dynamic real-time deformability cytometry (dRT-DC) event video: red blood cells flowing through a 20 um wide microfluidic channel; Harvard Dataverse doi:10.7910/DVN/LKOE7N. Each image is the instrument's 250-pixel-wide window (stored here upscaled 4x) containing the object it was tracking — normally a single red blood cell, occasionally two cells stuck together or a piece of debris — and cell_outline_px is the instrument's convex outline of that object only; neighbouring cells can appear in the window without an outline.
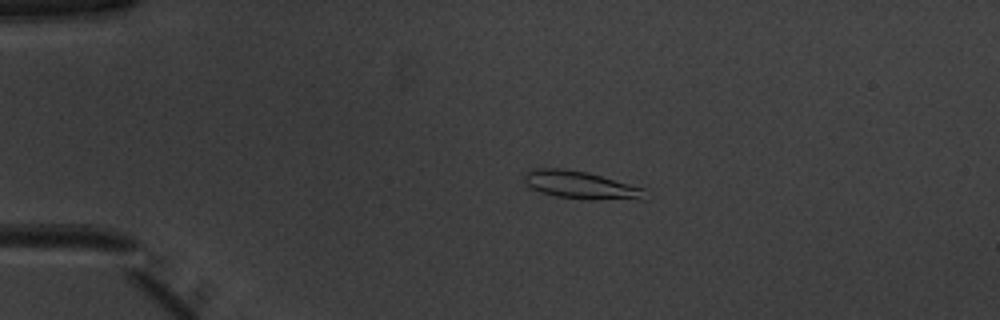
{"species": "common noctule bat (a hibernating species)", "species_latin": "Nyctalus noctula", "temperature_condition": "warm", "stored_images_in_passage": 44, "camera_frame_rate_fps": 3000, "um_per_image_px": 0.085, "animal": {"sex": "male", "body_mass_g": 20.1, "forearm_length_mm": 53.5}, "frame": {"image": 1, "passage_image": 4, "time_ms": 1.0, "image_size_px": [1000, 320], "cell_outline_px": [[644, 200], [588, 200], [556, 196], [540, 192], [528, 188], [524, 184], [524, 172], [536, 168], [564, 168], [588, 172], [644, 188]], "centroid_in_image_um": [49.33, 15.74], "position_along_channel_um": 35.7, "area_um2": 19.94}}
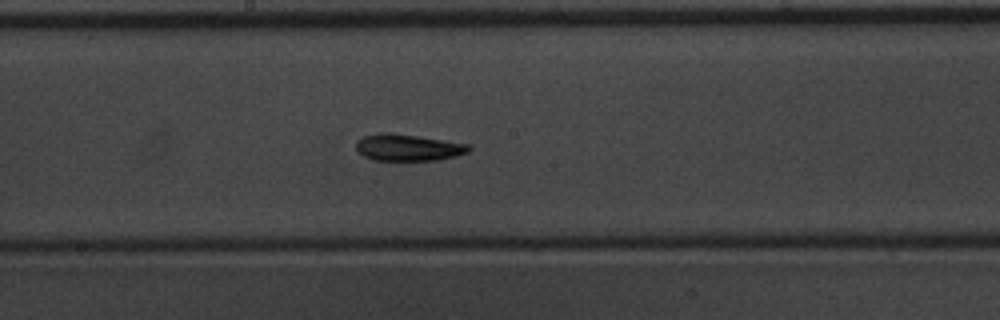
{"frame": {"image": 2, "passage_image": 21, "time_ms": 6.667, "image_size_px": [1000, 320], "cell_outline_px": [[472, 148], [468, 152], [456, 156], [436, 160], [372, 160], [356, 152], [356, 140], [364, 136], [380, 132], [388, 132], [416, 136], [468, 144]], "centroid_in_image_um": [34.63, 12.54], "position_along_channel_um": 213.6, "area_um2": 17.51}}
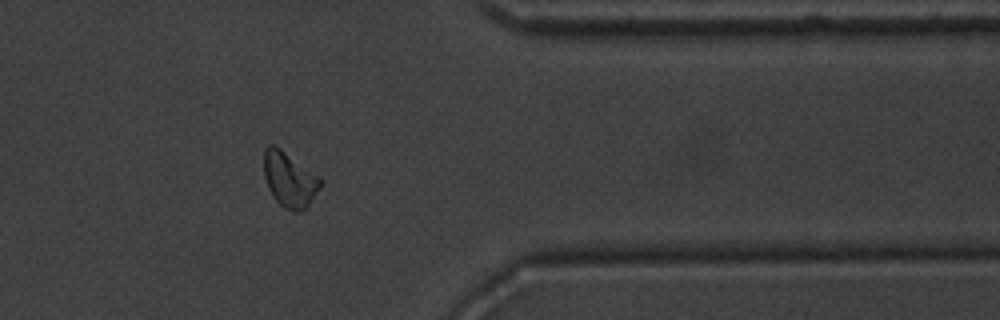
{"frame": {"image": 3, "passage_image": 35, "time_ms": 11.333, "image_size_px": [1000, 320], "cell_outline_px": [[320, 188], [308, 208], [300, 212], [292, 212], [284, 208], [272, 196], [268, 188], [264, 176], [264, 148], [268, 144], [276, 144], [320, 176]], "centroid_in_image_um": [24.61, 15.25], "position_along_channel_um": 386.8, "area_um2": 18.61}, "authors_computed_cell_mechanics": {"area_um2": 17.8602, "velocity_mm_per_s": 3.9804, "shape_relaxation_time_tau1_ms": 4.3247, "shape_relaxation_time_tau2_ms": 5.7186, "deformation_change_tau1": 0.129, "deformation_change_tau2": 0.133}}